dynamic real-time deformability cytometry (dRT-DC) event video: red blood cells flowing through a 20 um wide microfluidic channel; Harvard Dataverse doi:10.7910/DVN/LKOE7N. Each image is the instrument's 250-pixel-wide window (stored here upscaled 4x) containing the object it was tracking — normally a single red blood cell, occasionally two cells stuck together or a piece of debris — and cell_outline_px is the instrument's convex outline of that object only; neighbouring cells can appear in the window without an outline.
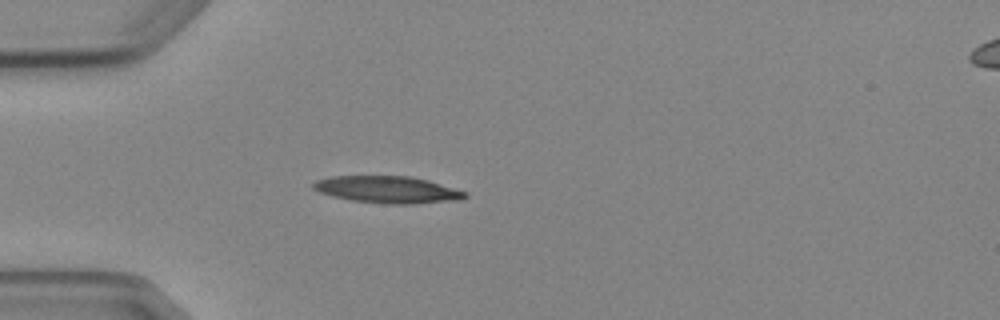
{"species": "Egyptian fruit bat (a non-hibernating species)", "species_latin": "Rousettus aegyptiacus", "temperature_condition": "cold", "stored_images_in_passage": 3, "camera_frame_rate_fps": 3000, "um_per_image_px": 0.085, "animal": {"sex": "female"}, "frame": {"image": 1, "passage_image": 3, "time_ms": 2.333, "image_size_px": [1000, 320], "cell_outline_px": [[468, 196], [464, 200], [412, 204], [388, 204], [352, 200], [332, 196], [320, 192], [312, 188], [312, 184], [316, 180], [332, 176], [408, 176], [428, 180], [468, 192]], "centroid_in_image_um": [33.0, 16.12], "position_along_channel_um": 52.0, "area_um2": 23.99}}